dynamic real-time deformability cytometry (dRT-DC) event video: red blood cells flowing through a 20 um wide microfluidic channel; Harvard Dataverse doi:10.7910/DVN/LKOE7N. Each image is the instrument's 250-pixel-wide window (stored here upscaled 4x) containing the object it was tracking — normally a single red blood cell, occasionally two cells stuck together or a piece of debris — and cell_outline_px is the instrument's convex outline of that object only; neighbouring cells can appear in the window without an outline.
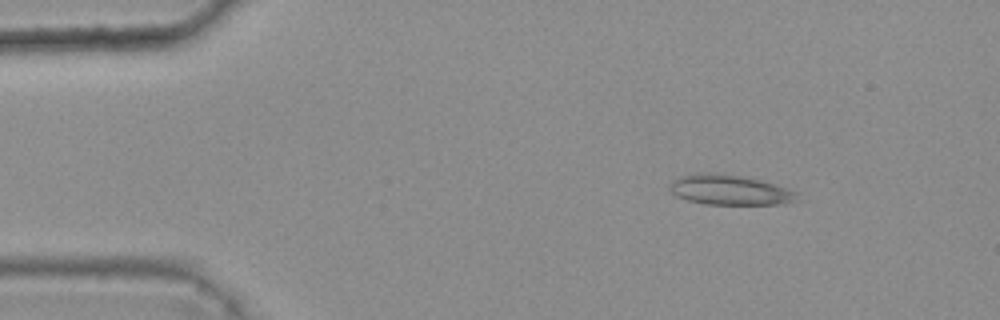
{"species": "common noctule bat (a hibernating species)", "species_latin": "Nyctalus noctula", "temperature_condition": "warm", "stored_images_in_passage": 3, "camera_frame_rate_fps": 3000, "um_per_image_px": 0.085, "animal": {"sex": "female", "body_mass_g": 25.1}, "frame": {"image": 1, "passage_image": 1, "time_ms": 0.0, "image_size_px": [1000, 320], "cell_outline_px": [[800, 200], [784, 204], [704, 204], [688, 200], [676, 196], [668, 188], [668, 184], [672, 180], [680, 176], [700, 172], [712, 172], [744, 176], [760, 180], [796, 192]], "centroid_in_image_um": [61.98, 16.14], "position_along_channel_um": 23.0, "area_um2": 22.43}}